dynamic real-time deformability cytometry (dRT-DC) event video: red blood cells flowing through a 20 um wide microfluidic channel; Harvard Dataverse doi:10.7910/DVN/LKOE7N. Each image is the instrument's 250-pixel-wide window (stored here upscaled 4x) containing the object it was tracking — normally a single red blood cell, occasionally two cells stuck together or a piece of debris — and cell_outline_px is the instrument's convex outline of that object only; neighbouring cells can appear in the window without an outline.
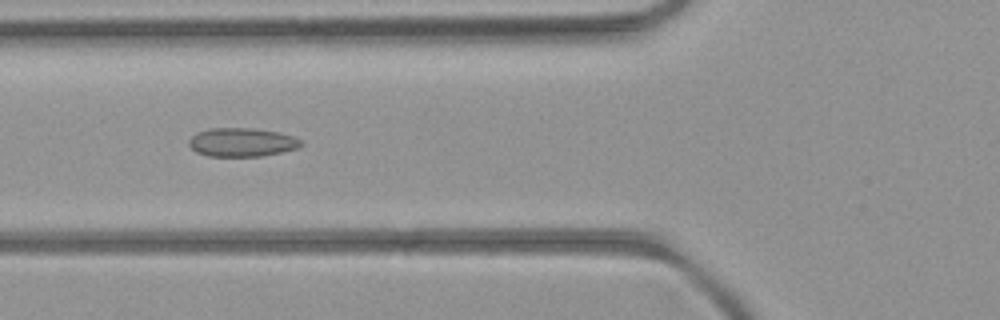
{"species": "common noctule bat (a hibernating species)", "species_latin": "Nyctalus noctula", "temperature_condition": "room temperature", "stored_images_in_passage": 52, "camera_frame_rate_fps": 3000, "um_per_image_px": 0.085, "animal": {"sex": "female", "body_mass_g": 21.9}, "frame": {"image": 1, "passage_image": 20, "time_ms": 6.333, "image_size_px": [1000, 320], "cell_outline_px": [[304, 144], [296, 148], [280, 152], [260, 156], [208, 156], [196, 152], [188, 144], [188, 140], [196, 132], [208, 128], [252, 128], [276, 132], [292, 136], [300, 140]], "centroid_in_image_um": [20.5, 12.09], "position_along_channel_um": 105.3, "area_um2": 18.61}}
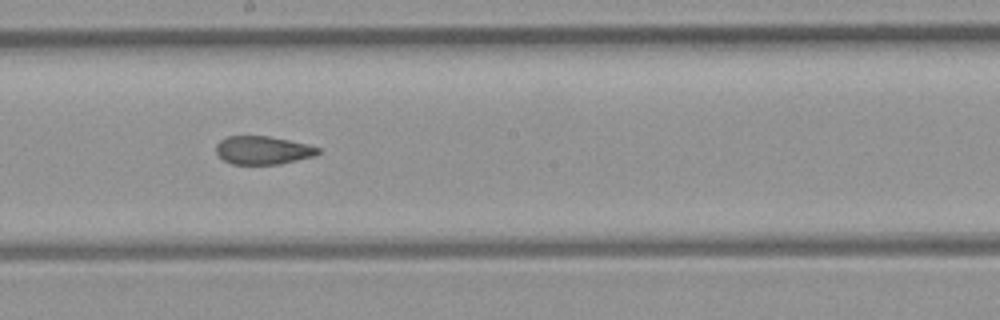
{"frame": {"image": 2, "passage_image": 29, "time_ms": 9.333, "image_size_px": [1000, 320], "cell_outline_px": [[320, 152], [316, 156], [280, 164], [232, 164], [224, 160], [216, 152], [216, 144], [220, 140], [228, 136], [268, 136], [308, 144], [320, 148]], "centroid_in_image_um": [22.37, 12.77], "position_along_channel_um": 225.8, "area_um2": 16.82}}
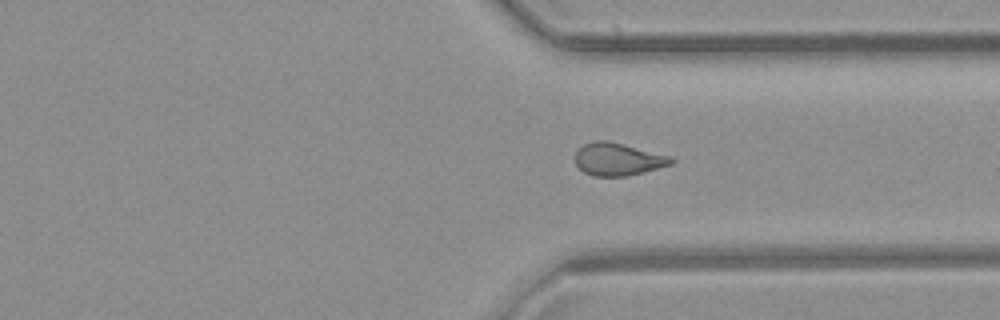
{"frame": {"image": 3, "passage_image": 39, "time_ms": 12.667, "image_size_px": [1000, 320], "cell_outline_px": [[676, 160], [672, 164], [628, 176], [592, 176], [584, 172], [576, 164], [576, 152], [584, 144], [592, 140], [604, 140], [668, 156]], "centroid_in_image_um": [52.49, 13.55], "position_along_channel_um": 358.9, "area_um2": 17.8}, "authors_computed_cell_mechanics": {"area_um2": 18.5538, "velocity_mm_per_s": 4.007, "shape_relaxation_time_tau1_ms": null, "shape_relaxation_time_tau2_ms": 2.478, "deformation_change_tau1": null, "deformation_change_tau2": 0.0709}}